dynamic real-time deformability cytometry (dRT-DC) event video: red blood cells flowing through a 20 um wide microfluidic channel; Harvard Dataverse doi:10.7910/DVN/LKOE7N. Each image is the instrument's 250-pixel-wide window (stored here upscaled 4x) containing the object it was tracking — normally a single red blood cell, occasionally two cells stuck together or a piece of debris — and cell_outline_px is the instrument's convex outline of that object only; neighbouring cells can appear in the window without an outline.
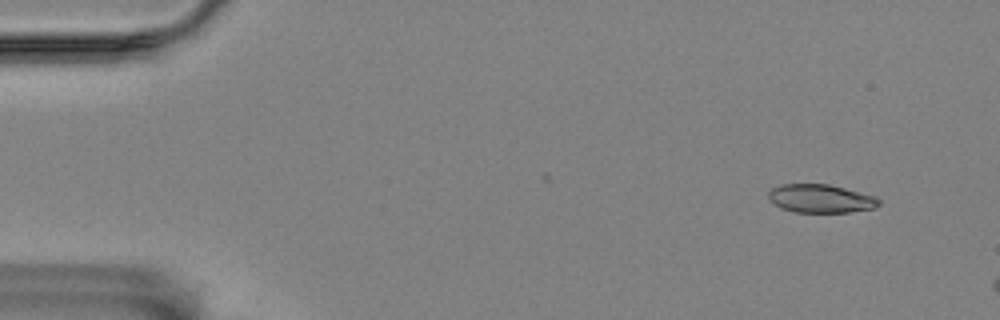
{"species": "Egyptian fruit bat (a non-hibernating species)", "species_latin": "Rousettus aegyptiacus", "temperature_condition": "room temperature", "stored_images_in_passage": 4, "camera_frame_rate_fps": 3000, "um_per_image_px": 0.085, "animal": {"sex": "female"}, "frame": {"image": 1, "passage_image": 1, "time_ms": 0.0, "image_size_px": [1000, 320], "cell_outline_px": [[880, 204], [876, 208], [848, 212], [792, 212], [780, 208], [768, 196], [768, 192], [772, 188], [780, 184], [828, 184], [876, 196], [880, 200]], "centroid_in_image_um": [69.77, 16.88], "position_along_channel_um": 15.2, "area_um2": 18.26}}